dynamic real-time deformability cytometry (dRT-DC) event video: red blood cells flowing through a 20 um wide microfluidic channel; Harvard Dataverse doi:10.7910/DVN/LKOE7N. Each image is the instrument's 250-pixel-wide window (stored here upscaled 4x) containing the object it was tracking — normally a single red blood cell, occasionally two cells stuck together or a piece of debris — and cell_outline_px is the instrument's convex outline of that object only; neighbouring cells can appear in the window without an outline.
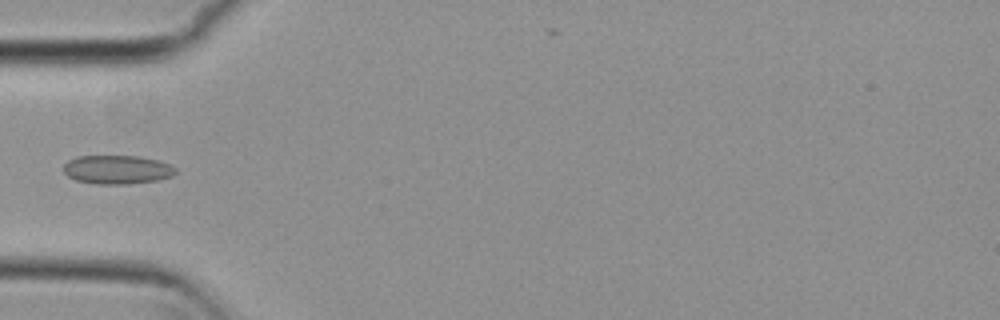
{"species": "common noctule bat (a hibernating species)", "species_latin": "Nyctalus noctula", "temperature_condition": "cold", "stored_images_in_passage": 2, "camera_frame_rate_fps": 3000, "um_per_image_px": 0.085, "animal": {"sex": "female", "body_mass_g": 29.2, "forearm_length_mm": 56.3}, "frame": {"image": 1, "passage_image": 2, "time_ms": 0.333, "image_size_px": [1000, 320], "cell_outline_px": [[176, 172], [172, 176], [156, 180], [128, 184], [96, 184], [76, 180], [68, 176], [64, 172], [64, 164], [68, 160], [76, 156], [136, 156], [156, 160], [168, 164], [176, 168]], "centroid_in_image_um": [9.93, 14.42], "position_along_channel_um": 75.1, "area_um2": 18.67}}